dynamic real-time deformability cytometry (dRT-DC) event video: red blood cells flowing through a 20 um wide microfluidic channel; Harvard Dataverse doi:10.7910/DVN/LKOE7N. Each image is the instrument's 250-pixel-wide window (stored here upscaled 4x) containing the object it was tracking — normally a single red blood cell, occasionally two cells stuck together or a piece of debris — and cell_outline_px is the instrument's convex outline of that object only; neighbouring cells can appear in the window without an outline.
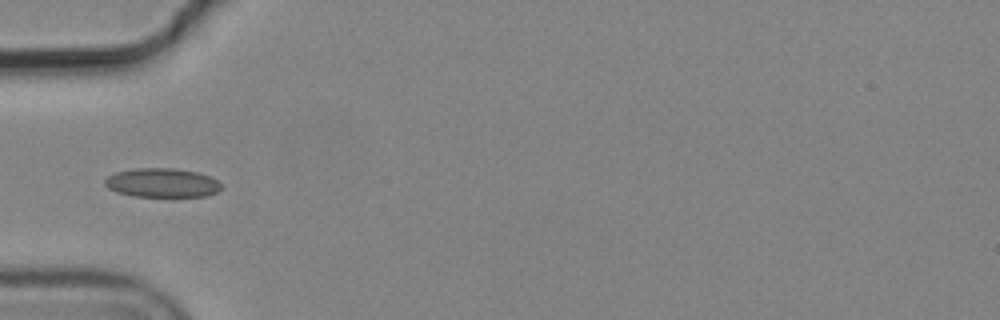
{"species": "common noctule bat (a hibernating species)", "species_latin": "Nyctalus noctula", "temperature_condition": "cold", "stored_images_in_passage": 5, "camera_frame_rate_fps": 3000, "um_per_image_px": 0.085, "animal": {"sex": "male", "body_mass_g": 19.2, "forearm_length_mm": 51.8}, "frame": {"image": 1, "passage_image": 1, "time_ms": 0.0, "image_size_px": [1000, 320], "cell_outline_px": [[220, 188], [216, 192], [208, 196], [132, 196], [116, 192], [108, 188], [104, 184], [104, 180], [108, 176], [116, 172], [136, 168], [172, 168], [196, 172], [208, 176], [216, 180], [220, 184]], "centroid_in_image_um": [13.73, 15.54], "position_along_channel_um": 71.3, "area_um2": 19.54}}
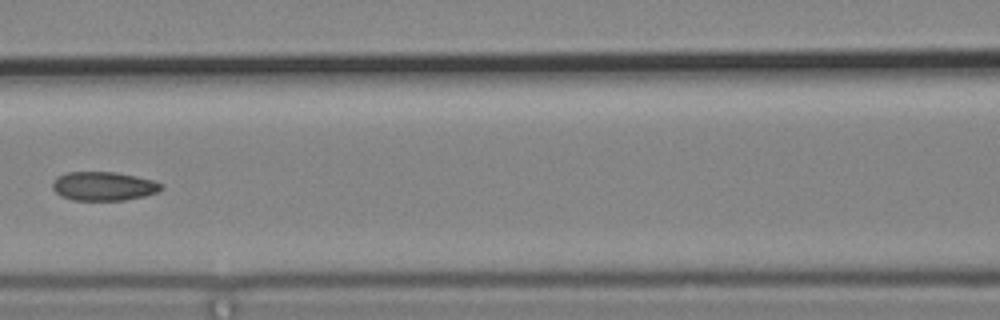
{"frame": {"image": 2, "passage_image": 3, "time_ms": 0.667, "image_size_px": [1000, 320], "cell_outline_px": [[164, 188], [156, 192], [144, 196], [124, 200], [72, 200], [60, 196], [52, 188], [52, 184], [56, 176], [68, 172], [116, 172], [136, 176], [152, 180], [164, 184]], "centroid_in_image_um": [8.79, 15.82], "position_along_channel_um": 157.8, "area_um2": 18.38}}
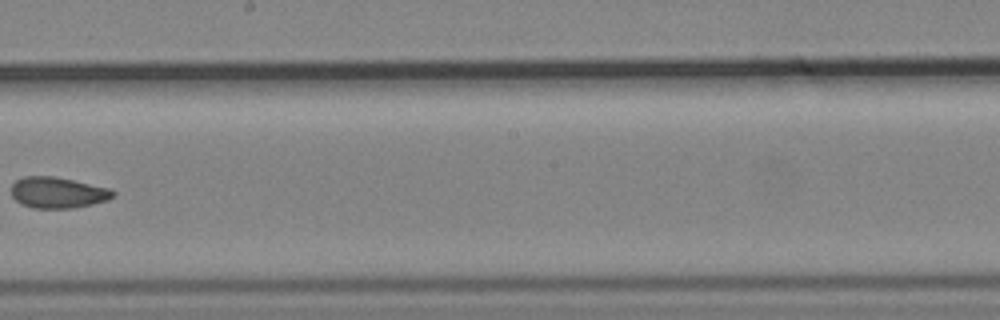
{"frame": {"image": 3, "passage_image": 5, "time_ms": 1.333, "image_size_px": [1000, 320], "cell_outline_px": [[116, 196], [108, 200], [92, 204], [72, 208], [32, 208], [20, 204], [12, 196], [12, 184], [16, 180], [24, 176], [52, 176], [72, 180], [108, 188], [116, 192]], "centroid_in_image_um": [4.9, 16.38], "position_along_channel_um": 243.3, "area_um2": 18.38}}